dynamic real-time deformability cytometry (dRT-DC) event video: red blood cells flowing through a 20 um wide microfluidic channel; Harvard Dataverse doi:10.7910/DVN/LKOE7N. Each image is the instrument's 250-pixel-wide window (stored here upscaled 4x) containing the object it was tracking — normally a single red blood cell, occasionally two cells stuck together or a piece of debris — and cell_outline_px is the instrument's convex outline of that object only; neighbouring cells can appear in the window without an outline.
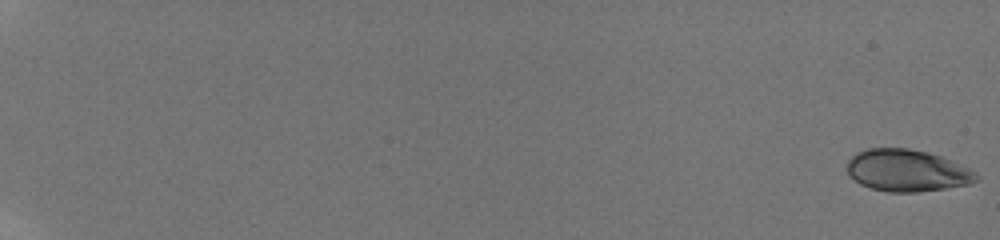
{"species": "human", "species_latin": "Homo sapiens", "temperature_condition": "room temperature", "stored_images_in_passage": 58, "camera_frame_rate_fps": 3000, "um_per_image_px": 0.085, "donor": {"sex": "male"}, "frame": {"image": 1, "passage_image": 1, "time_ms": 0.0, "image_size_px": [1000, 240], "cell_outline_px": [[980, 176], [976, 180], [968, 184], [944, 188], [916, 192], [888, 192], [872, 188], [860, 184], [848, 176], [848, 160], [856, 152], [868, 148], [908, 148], [928, 152], [940, 156], [968, 168], [976, 172]], "centroid_in_image_um": [77.06, 14.49], "position_along_channel_um": 7.9, "area_um2": 31.44}}
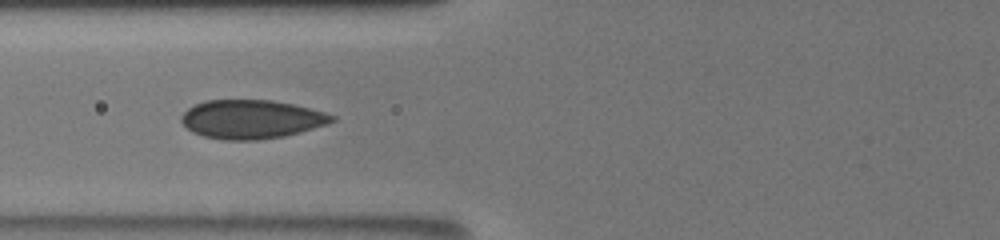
{"frame": {"image": 2, "passage_image": 28, "time_ms": 9.0, "image_size_px": [1000, 240], "cell_outline_px": [[336, 120], [328, 124], [300, 132], [284, 136], [256, 140], [224, 140], [204, 136], [192, 132], [180, 120], [180, 116], [188, 108], [204, 100], [272, 100], [292, 104], [324, 112], [336, 116]], "centroid_in_image_um": [21.37, 10.14], "position_along_channel_um": 104.4, "area_um2": 33.99}}
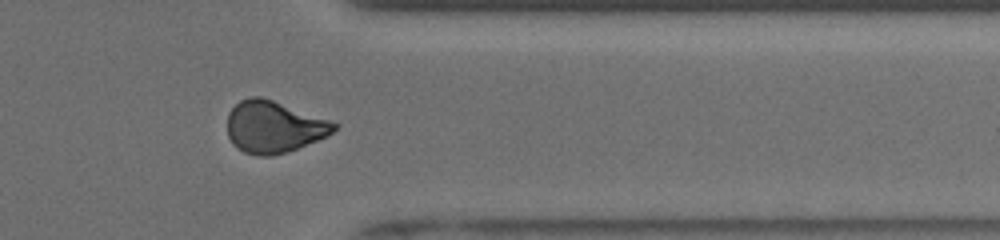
{"frame": {"image": 3, "passage_image": 50, "time_ms": 16.333, "image_size_px": [1000, 240], "cell_outline_px": [[340, 124], [328, 136], [296, 148], [272, 156], [260, 156], [244, 152], [236, 148], [232, 144], [228, 136], [228, 112], [240, 100], [252, 96], [260, 96], [272, 100]], "centroid_in_image_um": [23.24, 10.79], "position_along_channel_um": 388.2, "area_um2": 31.96}, "authors_computed_cell_mechanics": {"area_um2": 31.8189, "velocity_mm_per_s": 3.8943, "shape_relaxation_time_tau1_ms": null, "shape_relaxation_time_tau2_ms": 1.2598, "deformation_change_tau1": null, "deformation_change_tau2": 0.0499}}